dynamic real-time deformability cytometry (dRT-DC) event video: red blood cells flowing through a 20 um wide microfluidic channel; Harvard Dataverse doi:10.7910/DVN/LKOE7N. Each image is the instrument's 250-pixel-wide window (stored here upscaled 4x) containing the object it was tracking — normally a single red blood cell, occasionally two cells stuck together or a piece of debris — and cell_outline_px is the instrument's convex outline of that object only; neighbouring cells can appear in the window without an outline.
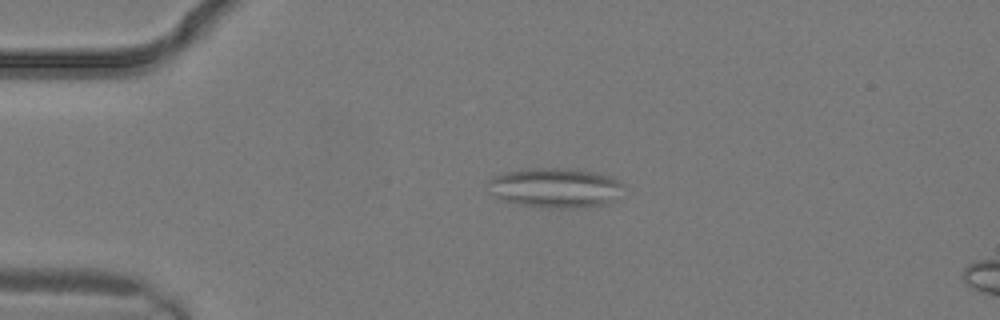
{"species": "common noctule bat (a hibernating species)", "species_latin": "Nyctalus noctula", "temperature_condition": "warm", "stored_images_in_passage": 3, "camera_frame_rate_fps": 3000, "um_per_image_px": 0.085, "animal": {"sex": "male", "body_mass_g": 19.2, "forearm_length_mm": 51.8}, "frame": {"image": 1, "passage_image": 2, "time_ms": 0.333, "image_size_px": [1000, 320], "cell_outline_px": [[624, 184], [616, 200], [608, 204], [560, 208], [524, 204], [500, 200], [496, 196], [488, 180], [504, 172], [532, 168], [568, 168], [592, 172], [612, 176], [620, 180]], "centroid_in_image_um": [47.28, 15.94], "position_along_channel_um": 37.7, "area_um2": 30.81}}